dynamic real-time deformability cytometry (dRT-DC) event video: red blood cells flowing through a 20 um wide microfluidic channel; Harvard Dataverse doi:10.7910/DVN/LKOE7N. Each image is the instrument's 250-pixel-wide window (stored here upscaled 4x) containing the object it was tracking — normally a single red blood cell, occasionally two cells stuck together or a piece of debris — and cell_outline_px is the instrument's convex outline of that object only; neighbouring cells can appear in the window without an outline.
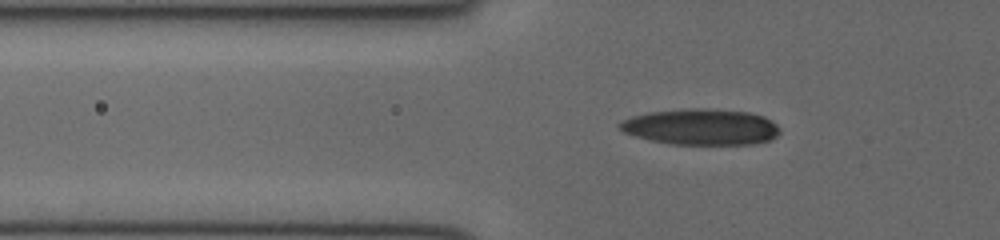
{"species": "human", "species_latin": "Homo sapiens", "temperature_condition": "cold", "stored_images_in_passage": 49, "camera_frame_rate_fps": 3000, "um_per_image_px": 0.085, "donor": {"sex": "female"}, "frame": {"image": 1, "passage_image": 19, "time_ms": 6.0, "image_size_px": [1000, 240], "cell_outline_px": [[780, 132], [772, 140], [752, 144], [672, 144], [652, 140], [636, 136], [624, 132], [616, 124], [632, 116], [648, 112], [692, 108], [700, 108], [748, 112], [764, 116], [772, 120], [780, 128]], "centroid_in_image_um": [59.62, 10.78], "position_along_channel_um": 66.2, "area_um2": 33.52}}
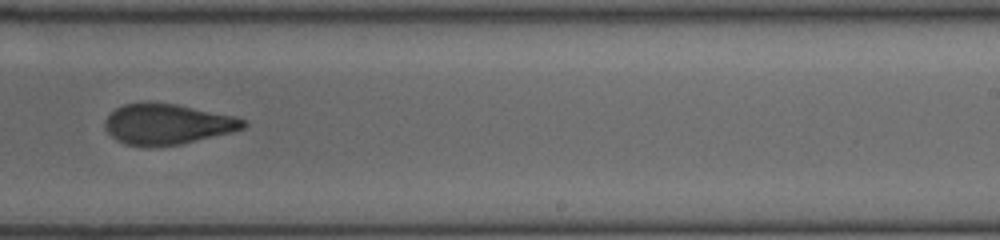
{"frame": {"image": 2, "passage_image": 34, "time_ms": 11.0, "image_size_px": [1000, 240], "cell_outline_px": [[248, 124], [244, 128], [232, 132], [180, 144], [124, 144], [116, 140], [104, 128], [104, 124], [108, 116], [116, 108], [124, 104], [176, 104], [236, 116], [244, 120]], "centroid_in_image_um": [14.27, 10.54], "position_along_channel_um": 274.7, "area_um2": 31.67}}
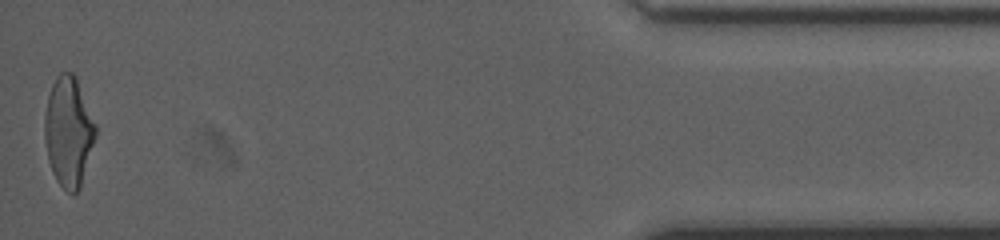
{"frame": {"image": 3, "passage_image": 49, "time_ms": 16.0, "image_size_px": [1000, 240], "cell_outline_px": [[96, 136], [80, 188], [72, 196], [56, 180], [52, 172], [48, 160], [44, 136], [44, 116], [48, 96], [52, 84], [56, 76], [60, 72], [72, 72], [76, 76], [96, 124]], "centroid_in_image_um": [5.82, 11.18], "position_along_channel_um": 429.4, "area_um2": 32.77}}